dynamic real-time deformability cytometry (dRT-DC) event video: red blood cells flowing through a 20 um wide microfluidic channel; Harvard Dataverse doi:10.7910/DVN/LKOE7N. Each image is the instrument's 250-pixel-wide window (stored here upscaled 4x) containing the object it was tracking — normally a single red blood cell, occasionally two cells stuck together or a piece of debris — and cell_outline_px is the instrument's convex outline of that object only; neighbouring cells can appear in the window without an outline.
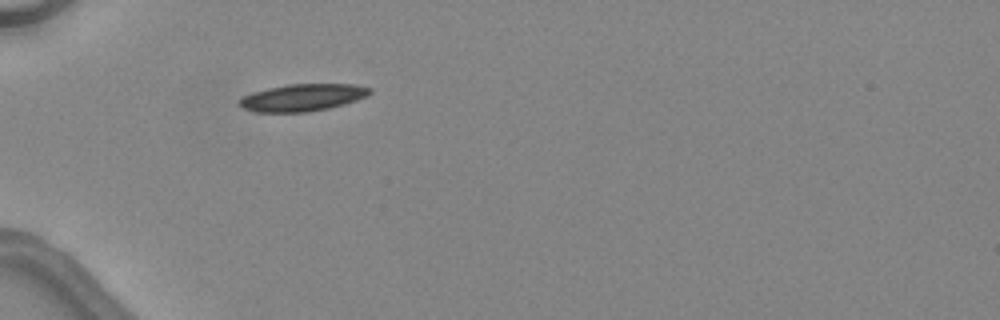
{"species": "common noctule bat (a hibernating species)", "species_latin": "Nyctalus noctula", "temperature_condition": "warm", "stored_images_in_passage": 1, "camera_frame_rate_fps": 3000, "um_per_image_px": 0.085, "animal": {"sex": "female", "body_mass_g": 24.6, "forearm_length_mm": 56.2}, "frame": {"image": 1, "passage_image": 1, "time_ms": 0.0, "image_size_px": [1000, 320], "cell_outline_px": [[372, 92], [368, 96], [344, 104], [328, 108], [308, 112], [252, 112], [236, 104], [240, 96], [252, 92], [268, 88], [288, 84], [356, 84], [372, 88]], "centroid_in_image_um": [25.69, 8.29], "position_along_channel_um": 59.3, "area_um2": 20.92}}